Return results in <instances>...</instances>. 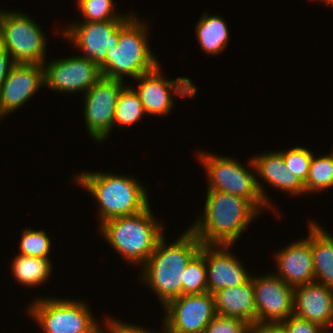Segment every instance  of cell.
Returning <instances> with one entry per match:
<instances>
[{"label": "cell", "instance_id": "6da1fadb", "mask_svg": "<svg viewBox=\"0 0 333 333\" xmlns=\"http://www.w3.org/2000/svg\"><path fill=\"white\" fill-rule=\"evenodd\" d=\"M163 236L149 259L141 267V282L160 299L164 307L183 295V273L190 260L200 251L202 243L187 228L172 244ZM143 274V275H142Z\"/></svg>", "mask_w": 333, "mask_h": 333}, {"label": "cell", "instance_id": "7a4b0ae2", "mask_svg": "<svg viewBox=\"0 0 333 333\" xmlns=\"http://www.w3.org/2000/svg\"><path fill=\"white\" fill-rule=\"evenodd\" d=\"M204 214L188 227L205 245H232L260 212L242 197L207 190Z\"/></svg>", "mask_w": 333, "mask_h": 333}, {"label": "cell", "instance_id": "3957f363", "mask_svg": "<svg viewBox=\"0 0 333 333\" xmlns=\"http://www.w3.org/2000/svg\"><path fill=\"white\" fill-rule=\"evenodd\" d=\"M73 179L95 197L100 224L112 218L141 213L150 206L147 191L133 176L82 171L74 174Z\"/></svg>", "mask_w": 333, "mask_h": 333}, {"label": "cell", "instance_id": "277c9868", "mask_svg": "<svg viewBox=\"0 0 333 333\" xmlns=\"http://www.w3.org/2000/svg\"><path fill=\"white\" fill-rule=\"evenodd\" d=\"M150 206L141 213L109 219L99 231L128 264L142 266L164 236L162 224L155 219Z\"/></svg>", "mask_w": 333, "mask_h": 333}, {"label": "cell", "instance_id": "5b68a950", "mask_svg": "<svg viewBox=\"0 0 333 333\" xmlns=\"http://www.w3.org/2000/svg\"><path fill=\"white\" fill-rule=\"evenodd\" d=\"M136 16L132 12L120 25L118 45L107 52L99 66L102 76L121 81H125V75L137 79L158 65L159 60L150 50L146 20L140 21Z\"/></svg>", "mask_w": 333, "mask_h": 333}, {"label": "cell", "instance_id": "8992f818", "mask_svg": "<svg viewBox=\"0 0 333 333\" xmlns=\"http://www.w3.org/2000/svg\"><path fill=\"white\" fill-rule=\"evenodd\" d=\"M196 155L206 168L207 190L222 191L247 199L260 213L263 211L261 208H274L260 179L241 162L233 157L212 155L206 151L197 152Z\"/></svg>", "mask_w": 333, "mask_h": 333}, {"label": "cell", "instance_id": "52a82bcc", "mask_svg": "<svg viewBox=\"0 0 333 333\" xmlns=\"http://www.w3.org/2000/svg\"><path fill=\"white\" fill-rule=\"evenodd\" d=\"M87 306L79 299L41 297L29 305L27 313L43 333H107V328L106 331L100 328Z\"/></svg>", "mask_w": 333, "mask_h": 333}, {"label": "cell", "instance_id": "ba28073f", "mask_svg": "<svg viewBox=\"0 0 333 333\" xmlns=\"http://www.w3.org/2000/svg\"><path fill=\"white\" fill-rule=\"evenodd\" d=\"M46 34L29 15L3 11L0 15V44L14 63L42 64L46 61Z\"/></svg>", "mask_w": 333, "mask_h": 333}, {"label": "cell", "instance_id": "9c48e42d", "mask_svg": "<svg viewBox=\"0 0 333 333\" xmlns=\"http://www.w3.org/2000/svg\"><path fill=\"white\" fill-rule=\"evenodd\" d=\"M162 73L158 64L152 71L134 79L139 81L138 88H134V91L140 98L146 115L165 117L171 113L174 108L173 96L195 98L197 88L192 80L182 76L166 80L167 76H163Z\"/></svg>", "mask_w": 333, "mask_h": 333}, {"label": "cell", "instance_id": "30bf717a", "mask_svg": "<svg viewBox=\"0 0 333 333\" xmlns=\"http://www.w3.org/2000/svg\"><path fill=\"white\" fill-rule=\"evenodd\" d=\"M124 81L102 76L84 96V121L89 136L104 142L114 128L116 101Z\"/></svg>", "mask_w": 333, "mask_h": 333}, {"label": "cell", "instance_id": "8fae6325", "mask_svg": "<svg viewBox=\"0 0 333 333\" xmlns=\"http://www.w3.org/2000/svg\"><path fill=\"white\" fill-rule=\"evenodd\" d=\"M163 310L166 312L163 325L168 333H200L205 330L217 315L214 295H181L169 301Z\"/></svg>", "mask_w": 333, "mask_h": 333}, {"label": "cell", "instance_id": "7c38bea8", "mask_svg": "<svg viewBox=\"0 0 333 333\" xmlns=\"http://www.w3.org/2000/svg\"><path fill=\"white\" fill-rule=\"evenodd\" d=\"M43 66L45 87L55 92L85 94L102 77L97 64L79 55L45 61Z\"/></svg>", "mask_w": 333, "mask_h": 333}, {"label": "cell", "instance_id": "4fadbf2b", "mask_svg": "<svg viewBox=\"0 0 333 333\" xmlns=\"http://www.w3.org/2000/svg\"><path fill=\"white\" fill-rule=\"evenodd\" d=\"M125 20L70 23L61 34L75 45L85 59L100 66L108 51L118 45L120 25Z\"/></svg>", "mask_w": 333, "mask_h": 333}, {"label": "cell", "instance_id": "5bb4252c", "mask_svg": "<svg viewBox=\"0 0 333 333\" xmlns=\"http://www.w3.org/2000/svg\"><path fill=\"white\" fill-rule=\"evenodd\" d=\"M256 322L280 323L293 315L294 287L273 273L253 276Z\"/></svg>", "mask_w": 333, "mask_h": 333}, {"label": "cell", "instance_id": "9a60e30c", "mask_svg": "<svg viewBox=\"0 0 333 333\" xmlns=\"http://www.w3.org/2000/svg\"><path fill=\"white\" fill-rule=\"evenodd\" d=\"M44 86L42 64L15 63L0 87V121L20 109Z\"/></svg>", "mask_w": 333, "mask_h": 333}, {"label": "cell", "instance_id": "2e32d148", "mask_svg": "<svg viewBox=\"0 0 333 333\" xmlns=\"http://www.w3.org/2000/svg\"><path fill=\"white\" fill-rule=\"evenodd\" d=\"M232 245H205L207 292L245 284L250 278L244 265L233 253Z\"/></svg>", "mask_w": 333, "mask_h": 333}, {"label": "cell", "instance_id": "e0dca14e", "mask_svg": "<svg viewBox=\"0 0 333 333\" xmlns=\"http://www.w3.org/2000/svg\"><path fill=\"white\" fill-rule=\"evenodd\" d=\"M293 315L330 331L333 325V289L315 281L294 287Z\"/></svg>", "mask_w": 333, "mask_h": 333}, {"label": "cell", "instance_id": "ac0fdd59", "mask_svg": "<svg viewBox=\"0 0 333 333\" xmlns=\"http://www.w3.org/2000/svg\"><path fill=\"white\" fill-rule=\"evenodd\" d=\"M277 274L291 287L314 282V263L311 252V239L294 241L275 254Z\"/></svg>", "mask_w": 333, "mask_h": 333}, {"label": "cell", "instance_id": "d6986e66", "mask_svg": "<svg viewBox=\"0 0 333 333\" xmlns=\"http://www.w3.org/2000/svg\"><path fill=\"white\" fill-rule=\"evenodd\" d=\"M249 167L254 170L256 177L262 178L270 186L278 188L289 195H305L304 183L287 169L282 153L278 150L268 153L256 154L250 159Z\"/></svg>", "mask_w": 333, "mask_h": 333}, {"label": "cell", "instance_id": "ffe728a7", "mask_svg": "<svg viewBox=\"0 0 333 333\" xmlns=\"http://www.w3.org/2000/svg\"><path fill=\"white\" fill-rule=\"evenodd\" d=\"M216 314L256 322V306L251 278L243 285L221 289L214 294Z\"/></svg>", "mask_w": 333, "mask_h": 333}, {"label": "cell", "instance_id": "44dd1931", "mask_svg": "<svg viewBox=\"0 0 333 333\" xmlns=\"http://www.w3.org/2000/svg\"><path fill=\"white\" fill-rule=\"evenodd\" d=\"M308 225L314 281L333 289V235L313 220Z\"/></svg>", "mask_w": 333, "mask_h": 333}, {"label": "cell", "instance_id": "7402d4cb", "mask_svg": "<svg viewBox=\"0 0 333 333\" xmlns=\"http://www.w3.org/2000/svg\"><path fill=\"white\" fill-rule=\"evenodd\" d=\"M229 30L226 21L218 15L207 12L199 19L195 26V35L200 48L209 55L224 52L229 40Z\"/></svg>", "mask_w": 333, "mask_h": 333}, {"label": "cell", "instance_id": "603a6c76", "mask_svg": "<svg viewBox=\"0 0 333 333\" xmlns=\"http://www.w3.org/2000/svg\"><path fill=\"white\" fill-rule=\"evenodd\" d=\"M51 259L37 258L17 253L13 259L11 273L20 284L28 287L40 286L53 272Z\"/></svg>", "mask_w": 333, "mask_h": 333}, {"label": "cell", "instance_id": "cb8c5ba5", "mask_svg": "<svg viewBox=\"0 0 333 333\" xmlns=\"http://www.w3.org/2000/svg\"><path fill=\"white\" fill-rule=\"evenodd\" d=\"M133 88L134 86L125 85L118 95L114 126L134 125L146 115L142 102Z\"/></svg>", "mask_w": 333, "mask_h": 333}, {"label": "cell", "instance_id": "d4e9b609", "mask_svg": "<svg viewBox=\"0 0 333 333\" xmlns=\"http://www.w3.org/2000/svg\"><path fill=\"white\" fill-rule=\"evenodd\" d=\"M306 193L321 192L333 188V153L316 156L313 154L307 180L304 183Z\"/></svg>", "mask_w": 333, "mask_h": 333}, {"label": "cell", "instance_id": "484cf974", "mask_svg": "<svg viewBox=\"0 0 333 333\" xmlns=\"http://www.w3.org/2000/svg\"><path fill=\"white\" fill-rule=\"evenodd\" d=\"M207 292V270L205 261V244L190 260L183 273V295Z\"/></svg>", "mask_w": 333, "mask_h": 333}, {"label": "cell", "instance_id": "4316f807", "mask_svg": "<svg viewBox=\"0 0 333 333\" xmlns=\"http://www.w3.org/2000/svg\"><path fill=\"white\" fill-rule=\"evenodd\" d=\"M83 22H103L107 20H126L130 13L116 14L113 0H76Z\"/></svg>", "mask_w": 333, "mask_h": 333}, {"label": "cell", "instance_id": "83f0119b", "mask_svg": "<svg viewBox=\"0 0 333 333\" xmlns=\"http://www.w3.org/2000/svg\"><path fill=\"white\" fill-rule=\"evenodd\" d=\"M21 235L19 254L50 259L51 239L43 229L26 228Z\"/></svg>", "mask_w": 333, "mask_h": 333}, {"label": "cell", "instance_id": "f1b7e54d", "mask_svg": "<svg viewBox=\"0 0 333 333\" xmlns=\"http://www.w3.org/2000/svg\"><path fill=\"white\" fill-rule=\"evenodd\" d=\"M279 151L282 153L287 169L305 183L313 153L309 149L299 146Z\"/></svg>", "mask_w": 333, "mask_h": 333}, {"label": "cell", "instance_id": "f546056e", "mask_svg": "<svg viewBox=\"0 0 333 333\" xmlns=\"http://www.w3.org/2000/svg\"><path fill=\"white\" fill-rule=\"evenodd\" d=\"M249 325L237 318L216 315L203 333H248Z\"/></svg>", "mask_w": 333, "mask_h": 333}, {"label": "cell", "instance_id": "4dcf8cb0", "mask_svg": "<svg viewBox=\"0 0 333 333\" xmlns=\"http://www.w3.org/2000/svg\"><path fill=\"white\" fill-rule=\"evenodd\" d=\"M285 333H325L326 330L318 324L308 320L290 316L284 321L280 322Z\"/></svg>", "mask_w": 333, "mask_h": 333}, {"label": "cell", "instance_id": "1f68e13d", "mask_svg": "<svg viewBox=\"0 0 333 333\" xmlns=\"http://www.w3.org/2000/svg\"><path fill=\"white\" fill-rule=\"evenodd\" d=\"M105 326L107 327L108 333H168L167 329L165 326H162V331L161 332H155L154 330L151 331L148 330L147 328H144L142 326L133 324V323H128L114 319L113 317H108L105 319Z\"/></svg>", "mask_w": 333, "mask_h": 333}, {"label": "cell", "instance_id": "d6a6232c", "mask_svg": "<svg viewBox=\"0 0 333 333\" xmlns=\"http://www.w3.org/2000/svg\"><path fill=\"white\" fill-rule=\"evenodd\" d=\"M248 333H285L281 323L254 322L249 325Z\"/></svg>", "mask_w": 333, "mask_h": 333}, {"label": "cell", "instance_id": "836d02e7", "mask_svg": "<svg viewBox=\"0 0 333 333\" xmlns=\"http://www.w3.org/2000/svg\"><path fill=\"white\" fill-rule=\"evenodd\" d=\"M14 64L6 49L0 44V87Z\"/></svg>", "mask_w": 333, "mask_h": 333}, {"label": "cell", "instance_id": "e575fe53", "mask_svg": "<svg viewBox=\"0 0 333 333\" xmlns=\"http://www.w3.org/2000/svg\"><path fill=\"white\" fill-rule=\"evenodd\" d=\"M321 2H324V4L326 5H331L333 6V0H320Z\"/></svg>", "mask_w": 333, "mask_h": 333}]
</instances>
